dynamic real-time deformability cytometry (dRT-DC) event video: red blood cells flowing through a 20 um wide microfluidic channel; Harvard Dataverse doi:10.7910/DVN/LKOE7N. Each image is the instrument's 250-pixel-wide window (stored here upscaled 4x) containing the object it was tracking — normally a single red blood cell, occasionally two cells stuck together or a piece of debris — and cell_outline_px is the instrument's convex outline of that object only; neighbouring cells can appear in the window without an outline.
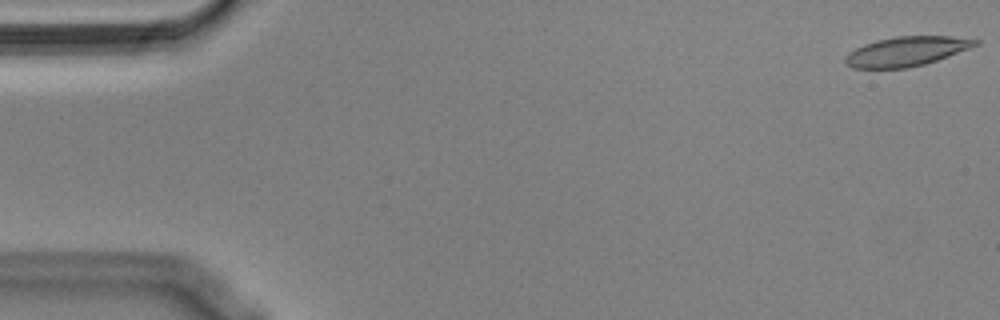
{"species": "Egyptian fruit bat (a non-hibernating species)", "species_latin": "Rousettus aegyptiacus", "temperature_condition": "cold", "stored_images_in_passage": 57, "camera_frame_rate_fps": 3000, "um_per_image_px": 0.085, "animal": {"sex": "male"}, "frame": {"image": 1, "passage_image": 1, "time_ms": 0.0, "image_size_px": [1000, 320], "cell_outline_px": [[980, 44], [948, 56], [924, 64], [908, 68], [852, 68], [844, 64], [844, 56], [848, 52], [864, 44], [876, 40], [896, 36], [948, 36], [980, 40]], "centroid_in_image_um": [77.0, 4.37], "position_along_channel_um": 8.0, "area_um2": 22.37}}
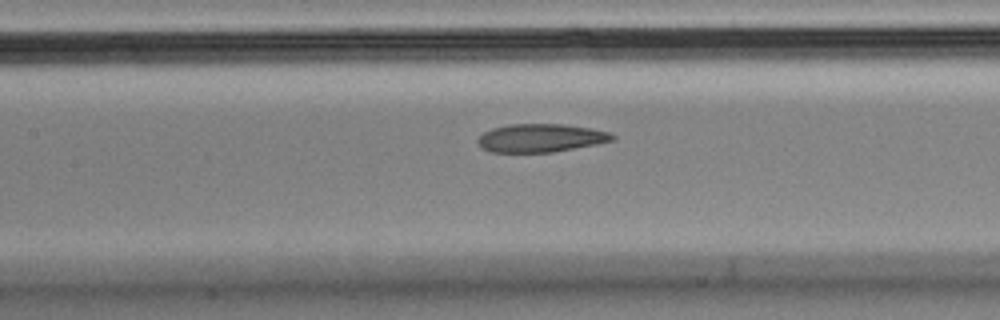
{"frame": {"image": 2, "passage_image": 25, "time_ms": 8.0, "image_size_px": [1000, 320], "cell_outline_px": [[616, 140], [596, 144], [552, 152], [492, 152], [480, 148], [476, 140], [484, 132], [492, 128], [508, 124], [564, 124], [612, 132], [616, 136]], "centroid_in_image_um": [45.96, 11.72], "position_along_channel_um": 161.4, "area_um2": 22.25}}
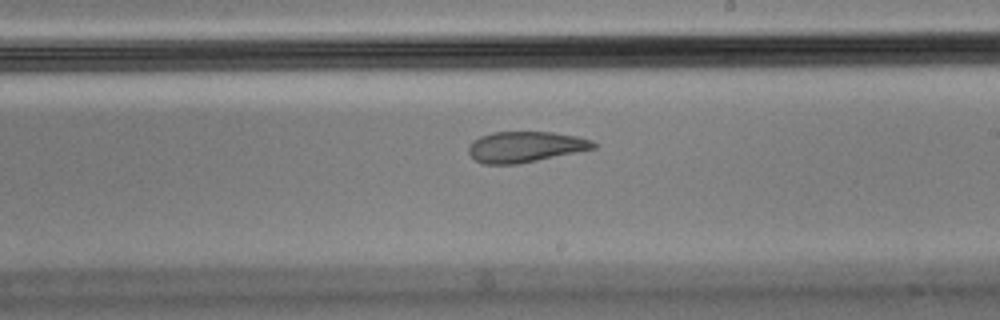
{"frame": {"image": 3, "passage_image": 32, "time_ms": 10.333, "image_size_px": [1000, 320], "cell_outline_px": [[596, 148], [520, 164], [484, 164], [476, 160], [468, 152], [468, 148], [472, 140], [480, 136], [492, 132], [552, 132], [576, 136], [592, 140], [596, 144]], "centroid_in_image_um": [44.64, 12.48], "position_along_channel_um": 244.4, "area_um2": 22.43}, "authors_computed_cell_mechanics": {"area_um2": 23.8136, "velocity_mm_per_s": 3.5626, "shape_relaxation_time_tau1_ms": null, "shape_relaxation_time_tau2_ms": 1.9573, "deformation_change_tau1": null, "deformation_change_tau2": 0.0698}}